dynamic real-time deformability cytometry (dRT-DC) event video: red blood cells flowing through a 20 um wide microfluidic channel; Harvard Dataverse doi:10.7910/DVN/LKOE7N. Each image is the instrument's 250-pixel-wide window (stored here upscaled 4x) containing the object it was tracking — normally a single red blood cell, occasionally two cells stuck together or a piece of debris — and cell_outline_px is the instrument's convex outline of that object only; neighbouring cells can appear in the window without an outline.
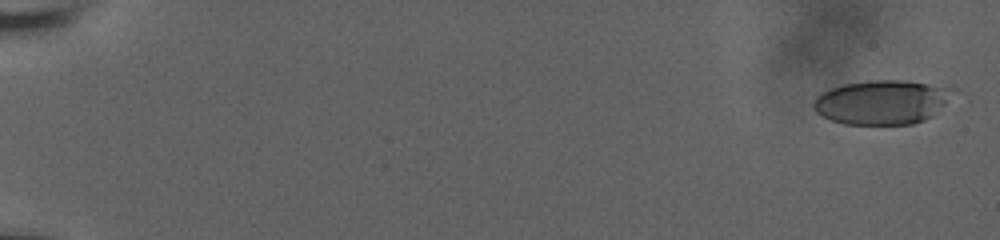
{"species": "human", "species_latin": "Homo sapiens", "temperature_condition": "room temperature", "stored_images_in_passage": 60, "camera_frame_rate_fps": 3000, "um_per_image_px": 0.085, "donor": {"sex": "male"}, "frame": {"image": 1, "passage_image": 2, "time_ms": 0.333, "image_size_px": [1000, 240], "cell_outline_px": [[956, 88], [944, 104], [932, 116], [924, 120], [912, 124], [844, 124], [832, 120], [816, 112], [812, 104], [816, 96], [820, 92], [828, 88], [844, 84], [872, 80], [904, 80], [952, 84]], "centroid_in_image_um": [75.02, 8.64], "position_along_channel_um": 10.0, "area_um2": 36.53}}
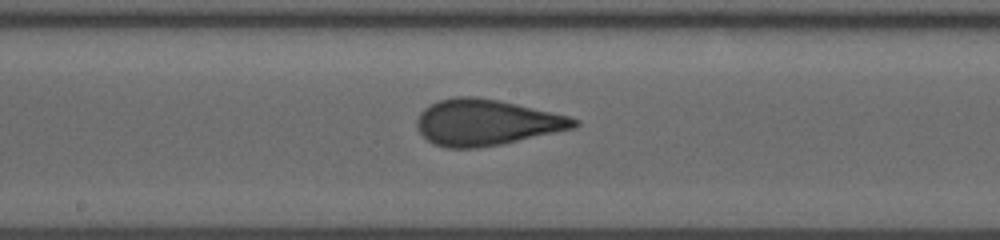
{"frame": {"image": 2, "passage_image": 35, "time_ms": 11.333, "image_size_px": [1000, 240], "cell_outline_px": [[580, 124], [576, 128], [500, 144], [476, 148], [448, 148], [436, 144], [428, 140], [416, 128], [416, 120], [420, 112], [424, 108], [440, 100], [456, 96], [476, 96], [500, 100], [568, 116], [580, 120]], "centroid_in_image_um": [41.34, 10.4], "position_along_channel_um": 206.9, "area_um2": 42.02}}
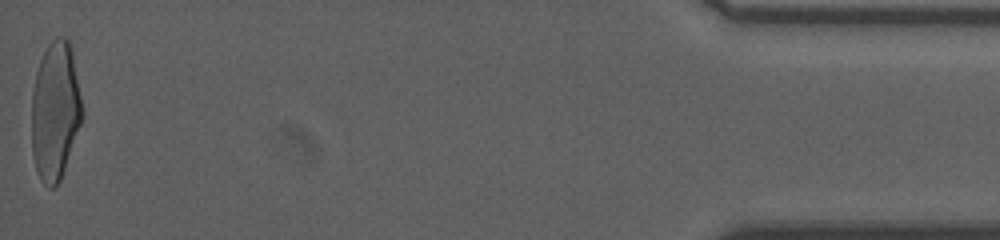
{"frame": {"image": 3, "passage_image": 60, "time_ms": 19.667, "image_size_px": [1000, 240], "cell_outline_px": [[84, 116], [60, 180], [52, 188], [48, 188], [40, 180], [36, 168], [32, 152], [32, 92], [36, 72], [40, 60], [48, 44], [56, 36], [60, 36], [68, 40], [72, 52], [84, 112]], "centroid_in_image_um": [4.7, 9.43], "position_along_channel_um": 430.5, "area_um2": 40.75}, "authors_computed_cell_mechanics": {"area_um2": 40.2866, "velocity_mm_per_s": 3.7012, "shape_relaxation_time_tau1_ms": 5.6949, "shape_relaxation_time_tau2_ms": 0.8425, "deformation_change_tau1": 0.2154, "deformation_change_tau2": 0.0902}}